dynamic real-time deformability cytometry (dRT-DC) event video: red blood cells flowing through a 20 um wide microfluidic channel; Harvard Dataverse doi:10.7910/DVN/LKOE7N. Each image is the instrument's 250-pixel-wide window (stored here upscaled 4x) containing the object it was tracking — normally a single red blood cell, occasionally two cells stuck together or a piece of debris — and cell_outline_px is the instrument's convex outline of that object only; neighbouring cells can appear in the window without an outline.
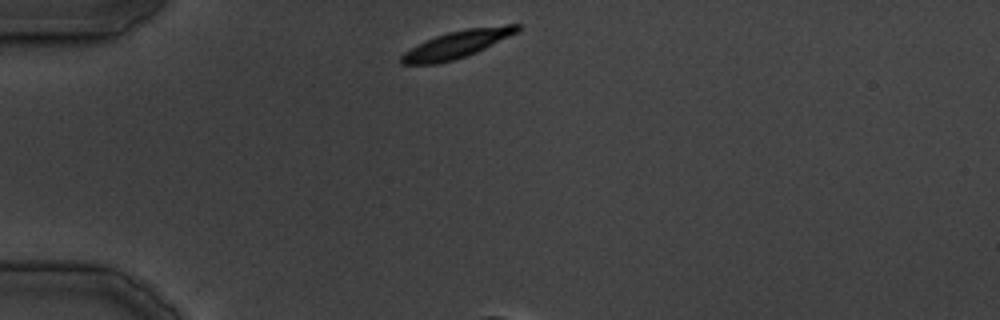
{"species": "common noctule bat (a hibernating species)", "species_latin": "Nyctalus noctula", "temperature_condition": "cold", "stored_images_in_passage": 5, "camera_frame_rate_fps": 3000, "um_per_image_px": 0.085, "animal": {"sex": "male", "body_mass_g": 19.5, "forearm_length_mm": 54.6}, "frame": {"image": 1, "passage_image": 1, "time_ms": 0.0, "image_size_px": [1000, 320], "cell_outline_px": [[520, 28], [516, 32], [476, 52], [452, 60], [436, 64], [400, 64], [400, 56], [404, 52], [436, 36], [448, 32], [468, 28], [504, 24], [520, 24]], "centroid_in_image_um": [38.83, 3.76], "position_along_channel_um": 46.2, "area_um2": 17.98}}